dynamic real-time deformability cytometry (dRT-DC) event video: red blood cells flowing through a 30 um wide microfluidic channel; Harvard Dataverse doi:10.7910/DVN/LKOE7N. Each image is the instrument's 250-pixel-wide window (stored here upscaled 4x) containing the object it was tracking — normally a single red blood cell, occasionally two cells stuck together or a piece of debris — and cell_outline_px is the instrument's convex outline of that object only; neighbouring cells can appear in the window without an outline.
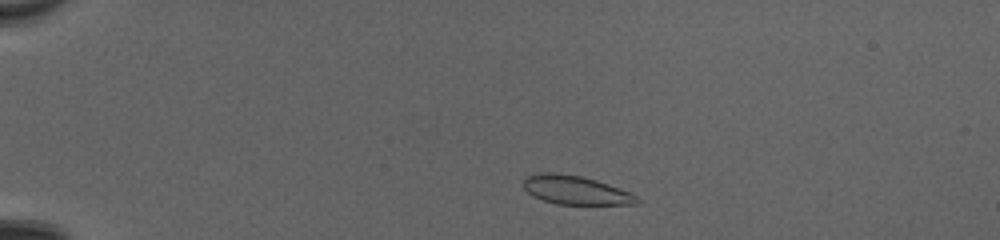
{"species": "common noctule bat (a hibernating species)", "species_latin": "Nyctalus noctula", "temperature_condition": "cold", "stored_images_in_passage": 43, "camera_frame_rate_fps": 3000, "um_per_image_px": 0.085, "animal": {"sex": "female", "body_mass_g": 20.0, "forearm_length_mm": 54.0}, "frame": {"image": 1, "passage_image": 4, "time_ms": 1.0, "image_size_px": [1000, 240], "cell_outline_px": [[640, 200], [636, 204], [556, 204], [532, 196], [524, 188], [524, 180], [528, 176], [540, 172], [552, 172], [580, 176], [596, 180], [608, 184], [628, 192], [636, 196]], "centroid_in_image_um": [48.89, 16.16], "position_along_channel_um": 36.1, "area_um2": 18.73}}
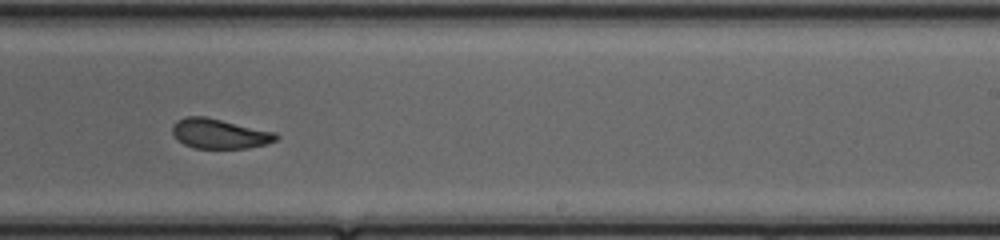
{"frame": {"image": 2, "passage_image": 26, "time_ms": 8.333, "image_size_px": [1000, 240], "cell_outline_px": [[280, 136], [276, 140], [268, 144], [248, 148], [192, 148], [184, 144], [172, 132], [172, 124], [176, 120], [184, 116], [204, 116], [276, 132]], "centroid_in_image_um": [18.67, 11.36], "position_along_channel_um": 270.3, "area_um2": 18.09}}
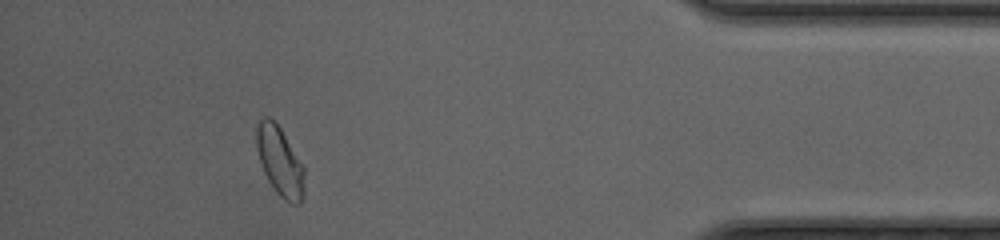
{"frame": {"image": 3, "passage_image": 39, "time_ms": 12.667, "image_size_px": [1000, 240], "cell_outline_px": [[304, 196], [300, 204], [292, 204], [284, 200], [276, 192], [268, 180], [264, 172], [256, 148], [256, 128], [260, 120], [264, 116], [268, 116], [280, 128], [304, 168]], "centroid_in_image_um": [23.79, 13.75], "position_along_channel_um": 411.4, "area_um2": 19.07}, "authors_computed_cell_mechanics": {"area_um2": 18.7272, "velocity_mm_per_s": 4.1773, "shape_relaxation_time_tau1_ms": 6.1124, "shape_relaxation_time_tau2_ms": 1.2587, "deformation_change_tau1": 0.178, "deformation_change_tau2": 0.0758}}